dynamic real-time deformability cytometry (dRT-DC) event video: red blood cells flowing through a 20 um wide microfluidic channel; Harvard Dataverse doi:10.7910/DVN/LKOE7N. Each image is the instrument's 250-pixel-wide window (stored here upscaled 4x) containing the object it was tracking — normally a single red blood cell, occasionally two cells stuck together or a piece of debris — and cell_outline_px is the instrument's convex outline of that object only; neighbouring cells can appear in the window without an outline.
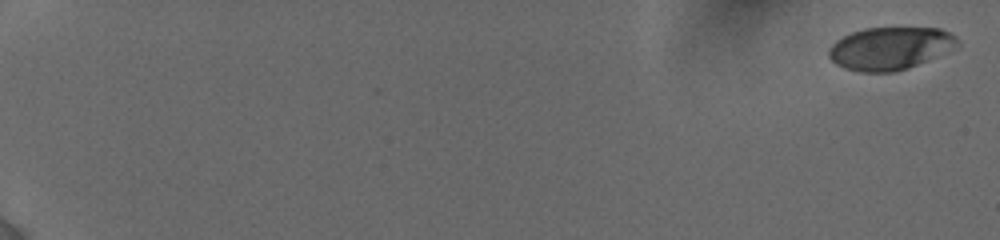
{"species": "human", "species_latin": "Homo sapiens", "temperature_condition": "cold", "stored_images_in_passage": 8, "camera_frame_rate_fps": 3000, "um_per_image_px": 0.085, "donor": {"sex": "female"}, "frame": {"image": 1, "passage_image": 1, "time_ms": 0.0, "image_size_px": [1000, 240], "cell_outline_px": [[960, 44], [908, 68], [896, 72], [860, 72], [844, 68], [836, 64], [828, 56], [828, 48], [836, 40], [852, 32], [864, 28], [940, 28], [956, 36]], "centroid_in_image_um": [75.6, 4.11], "position_along_channel_um": 9.4, "area_um2": 31.67}}
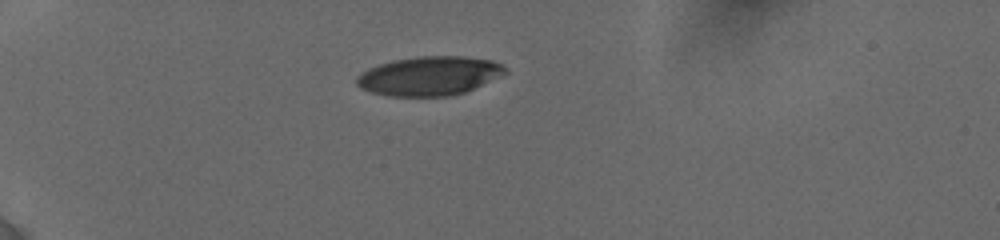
{"frame": {"image": 2, "passage_image": 6, "time_ms": 5.667, "image_size_px": [1000, 240], "cell_outline_px": [[508, 72], [500, 76], [464, 92], [452, 96], [388, 96], [372, 92], [360, 88], [356, 84], [356, 76], [360, 72], [368, 68], [380, 64], [396, 60], [420, 56], [460, 56], [492, 60], [500, 64]], "centroid_in_image_um": [36.45, 6.46], "position_along_channel_um": 48.5, "area_um2": 33.58}}
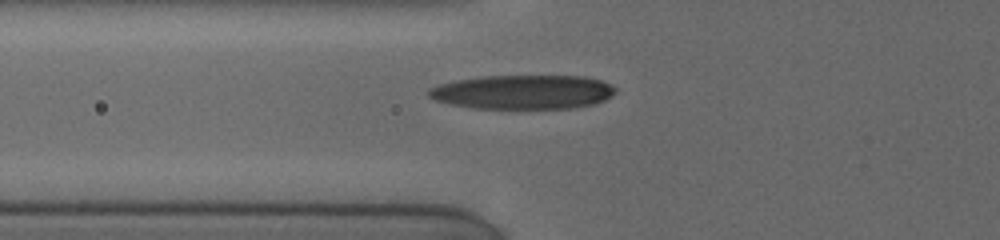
{"frame": {"image": 3, "passage_image": 8, "time_ms": 7.667, "image_size_px": [1000, 240], "cell_outline_px": [[616, 92], [612, 96], [596, 104], [572, 108], [472, 108], [452, 104], [436, 100], [428, 96], [428, 88], [440, 84], [456, 80], [484, 76], [584, 76], [600, 80], [616, 88]], "centroid_in_image_um": [44.47, 7.82], "position_along_channel_um": 81.3, "area_um2": 37.11}}